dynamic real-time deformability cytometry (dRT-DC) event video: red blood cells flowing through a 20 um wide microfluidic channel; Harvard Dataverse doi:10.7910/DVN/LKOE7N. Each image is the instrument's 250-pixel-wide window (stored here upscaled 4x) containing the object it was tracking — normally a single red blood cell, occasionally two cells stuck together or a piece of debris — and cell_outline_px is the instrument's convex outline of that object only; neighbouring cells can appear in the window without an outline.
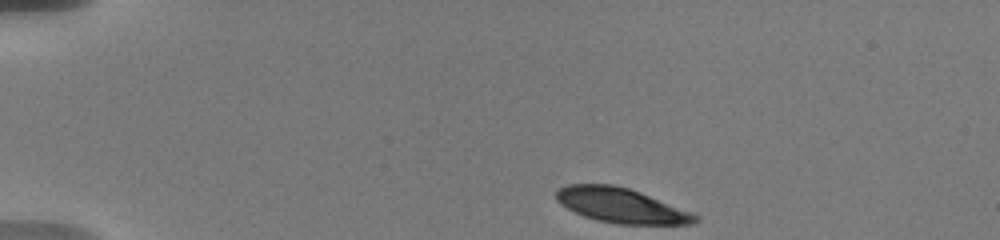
{"species": "human", "species_latin": "Homo sapiens", "temperature_condition": "warm", "stored_images_in_passage": 22, "camera_frame_rate_fps": 3000, "um_per_image_px": 0.085, "donor": {"sex": "male"}, "frame": {"image": 1, "passage_image": 1, "time_ms": 0.0, "image_size_px": [1000, 240], "cell_outline_px": [[700, 220], [692, 224], [616, 224], [596, 220], [584, 216], [560, 204], [556, 200], [556, 192], [560, 188], [568, 184], [612, 184], [628, 188], [640, 192], [692, 212], [700, 216]], "centroid_in_image_um": [52.82, 17.47], "position_along_channel_um": 32.2, "area_um2": 28.09}}
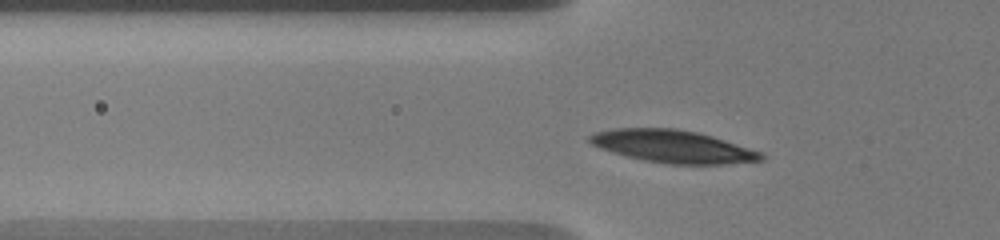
{"frame": {"image": 2, "passage_image": 13, "time_ms": 3.0, "image_size_px": [1000, 240], "cell_outline_px": [[764, 160], [724, 164], [668, 164], [644, 160], [612, 152], [600, 148], [592, 144], [588, 140], [588, 136], [596, 132], [612, 128], [676, 128], [696, 132], [712, 136], [764, 152]], "centroid_in_image_um": [57.22, 12.44], "position_along_channel_um": 68.6, "area_um2": 32.54}}
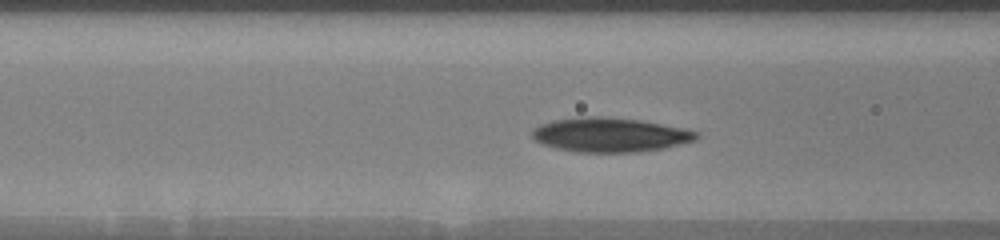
{"frame": {"image": 3, "passage_image": 19, "time_ms": 4.333, "image_size_px": [1000, 240], "cell_outline_px": [[700, 136], [696, 140], [664, 148], [640, 152], [576, 152], [556, 148], [544, 144], [536, 140], [532, 136], [532, 128], [540, 124], [552, 120], [580, 116], [604, 116], [640, 120], [684, 128], [700, 132]], "centroid_in_image_um": [51.86, 11.45], "position_along_channel_um": 114.7, "area_um2": 33.12}}